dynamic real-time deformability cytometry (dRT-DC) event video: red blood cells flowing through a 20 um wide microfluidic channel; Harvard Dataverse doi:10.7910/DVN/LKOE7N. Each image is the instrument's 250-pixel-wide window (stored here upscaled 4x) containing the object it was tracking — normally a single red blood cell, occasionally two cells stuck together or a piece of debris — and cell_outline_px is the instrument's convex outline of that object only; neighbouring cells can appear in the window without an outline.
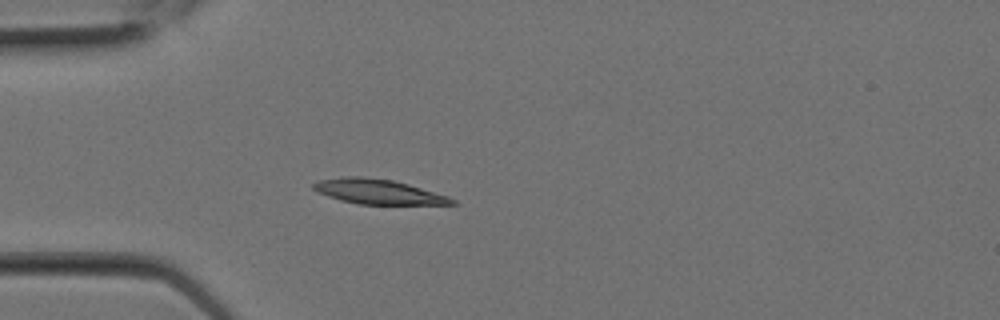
{"species": "Egyptian fruit bat (a non-hibernating species)", "species_latin": "Rousettus aegyptiacus", "temperature_condition": "room temperature", "stored_images_in_passage": 3, "camera_frame_rate_fps": 3000, "um_per_image_px": 0.085, "animal": {"sex": "female"}, "frame": {"image": 1, "passage_image": 3, "time_ms": 0.667, "image_size_px": [1000, 320], "cell_outline_px": [[460, 204], [356, 204], [340, 200], [328, 196], [312, 188], [312, 184], [316, 180], [344, 176], [364, 176], [392, 180], [408, 184], [448, 196], [456, 200]], "centroid_in_image_um": [32.12, 16.28], "position_along_channel_um": 52.9, "area_um2": 20.06}}